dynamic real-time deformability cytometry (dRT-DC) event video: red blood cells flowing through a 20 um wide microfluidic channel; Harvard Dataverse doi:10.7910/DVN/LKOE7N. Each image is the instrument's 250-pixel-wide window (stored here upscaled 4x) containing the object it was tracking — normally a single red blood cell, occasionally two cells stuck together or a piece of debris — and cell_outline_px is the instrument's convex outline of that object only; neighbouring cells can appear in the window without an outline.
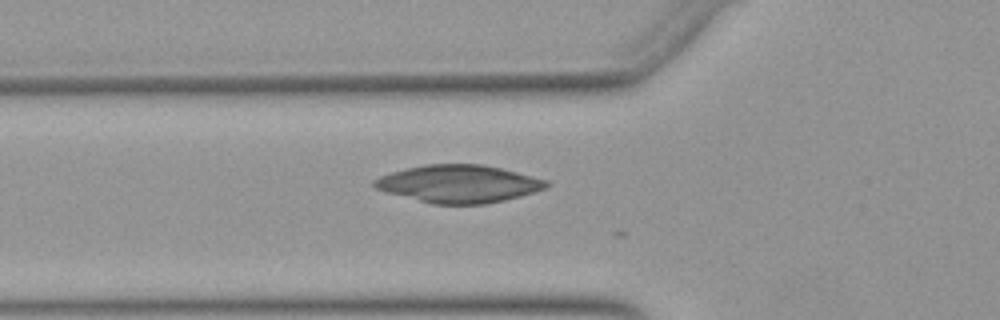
{"species": "Egyptian fruit bat (a non-hibernating species)", "species_latin": "Rousettus aegyptiacus", "temperature_condition": "warm", "stored_images_in_passage": 5, "camera_frame_rate_fps": 3000, "um_per_image_px": 0.085, "animal": {"sex": "female"}, "frame": {"image": 1, "passage_image": 3, "time_ms": 0.667, "image_size_px": [1000, 320], "cell_outline_px": [[552, 184], [548, 188], [520, 196], [504, 200], [484, 204], [432, 204], [388, 192], [376, 188], [372, 184], [372, 180], [380, 176], [392, 172], [424, 164], [480, 164], [500, 168], [548, 180]], "centroid_in_image_um": [39.02, 15.62], "position_along_channel_um": 86.8, "area_um2": 37.57}}